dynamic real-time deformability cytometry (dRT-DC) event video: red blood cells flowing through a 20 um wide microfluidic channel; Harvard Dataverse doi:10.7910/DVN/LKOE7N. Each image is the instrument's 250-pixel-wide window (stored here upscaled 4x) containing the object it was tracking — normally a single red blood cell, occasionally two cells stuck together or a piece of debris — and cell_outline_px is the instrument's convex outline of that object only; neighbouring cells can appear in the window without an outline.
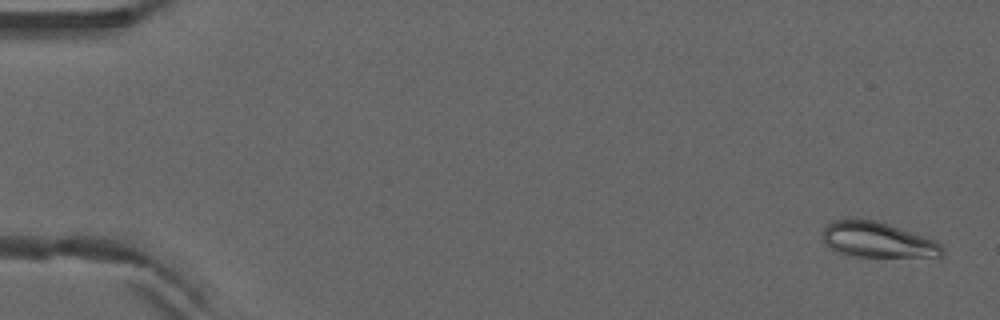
{"species": "common noctule bat (a hibernating species)", "species_latin": "Nyctalus noctula", "temperature_condition": "warm", "stored_images_in_passage": 5, "camera_frame_rate_fps": 3000, "um_per_image_px": 0.085, "animal": {"sex": "male", "forearm_length_mm": 52.5}, "frame": {"image": 1, "passage_image": 1, "time_ms": 0.0, "image_size_px": [1000, 320], "cell_outline_px": [[944, 256], [940, 260], [856, 256], [840, 252], [824, 244], [824, 228], [832, 220], [876, 220], [936, 240], [944, 248]], "centroid_in_image_um": [74.78, 20.46], "position_along_channel_um": 10.2, "area_um2": 25.37}}